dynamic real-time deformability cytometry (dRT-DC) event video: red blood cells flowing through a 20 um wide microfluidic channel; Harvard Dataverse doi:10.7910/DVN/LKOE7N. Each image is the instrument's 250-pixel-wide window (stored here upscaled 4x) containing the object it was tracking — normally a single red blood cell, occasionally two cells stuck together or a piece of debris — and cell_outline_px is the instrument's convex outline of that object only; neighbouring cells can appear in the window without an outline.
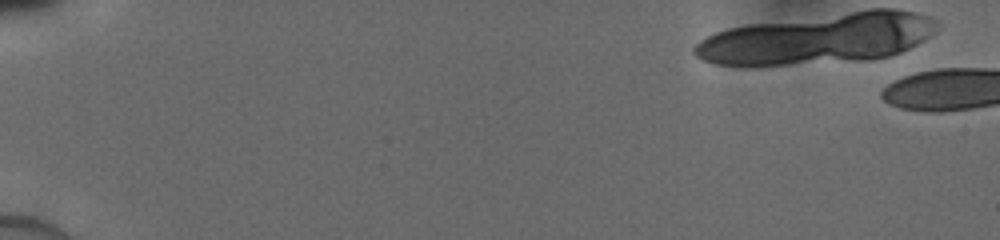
{"species": "human", "species_latin": "Homo sapiens", "temperature_condition": "cold", "stored_images_in_passage": 7, "camera_frame_rate_fps": 3000, "um_per_image_px": 0.085, "donor": {"sex": "male"}, "frame": {"image": 1, "passage_image": 1, "time_ms": 0.0, "image_size_px": [1000, 240], "cell_outline_px": [[908, 44], [904, 48], [896, 52], [880, 56], [768, 64], [732, 64], [712, 60], [696, 52], [696, 48], [704, 40], [712, 36], [736, 28], [860, 12], [900, 12]], "centroid_in_image_um": [68.81, 3.38], "position_along_channel_um": 16.2, "area_um2": 57.8}}